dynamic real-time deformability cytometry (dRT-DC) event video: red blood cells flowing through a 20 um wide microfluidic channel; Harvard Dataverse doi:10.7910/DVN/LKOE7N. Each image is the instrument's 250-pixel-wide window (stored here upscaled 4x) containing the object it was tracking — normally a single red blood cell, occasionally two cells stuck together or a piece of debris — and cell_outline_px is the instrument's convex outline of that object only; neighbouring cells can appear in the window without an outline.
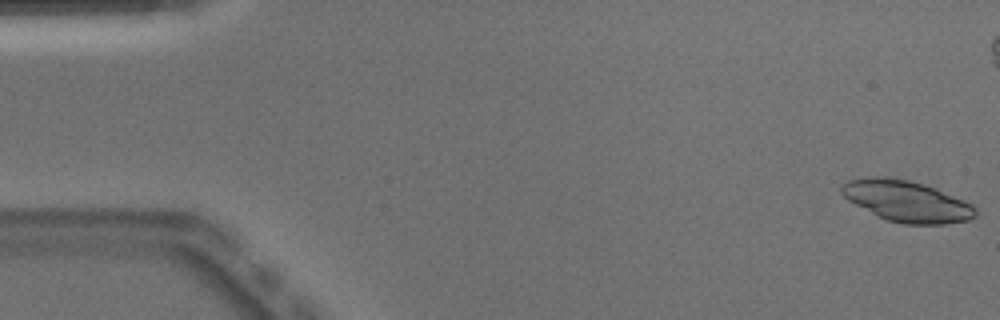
{"species": "Egyptian fruit bat (a non-hibernating species)", "species_latin": "Rousettus aegyptiacus", "temperature_condition": "warm", "stored_images_in_passage": 22, "camera_frame_rate_fps": 3000, "um_per_image_px": 0.085, "animal": {"sex": "male"}, "frame": {"image": 1, "passage_image": 1, "time_ms": 0.0, "image_size_px": [1000, 320], "cell_outline_px": [[976, 216], [968, 220], [944, 224], [904, 224], [888, 220], [848, 200], [840, 192], [840, 184], [848, 180], [868, 176], [872, 176], [908, 180], [924, 184], [964, 200], [972, 204], [976, 208]], "centroid_in_image_um": [77.06, 17.09], "position_along_channel_um": 7.9, "area_um2": 31.73}}